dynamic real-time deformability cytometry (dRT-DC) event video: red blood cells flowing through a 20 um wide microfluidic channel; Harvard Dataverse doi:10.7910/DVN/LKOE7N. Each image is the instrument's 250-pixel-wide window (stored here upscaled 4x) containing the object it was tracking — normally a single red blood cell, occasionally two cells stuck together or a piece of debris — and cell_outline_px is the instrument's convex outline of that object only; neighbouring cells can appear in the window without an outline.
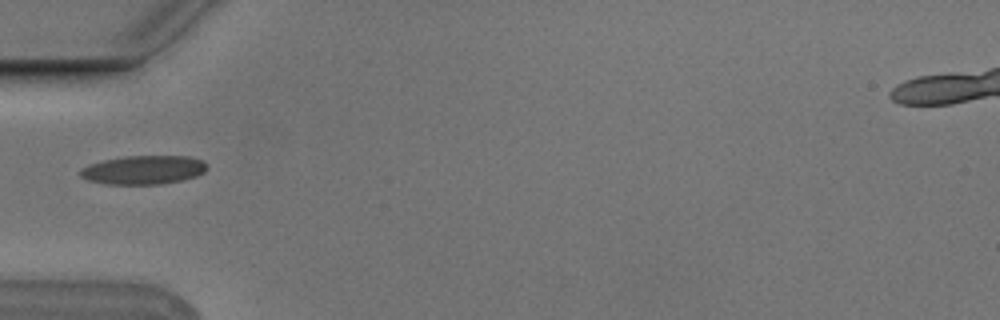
{"species": "Egyptian fruit bat (a non-hibernating species)", "species_latin": "Rousettus aegyptiacus", "temperature_condition": "cold", "stored_images_in_passage": 3, "camera_frame_rate_fps": 3000, "um_per_image_px": 0.085, "animal": {"sex": "male"}, "frame": {"image": 1, "passage_image": 3, "time_ms": 0.667, "image_size_px": [1000, 320], "cell_outline_px": [[208, 168], [204, 172], [196, 176], [180, 180], [160, 184], [108, 184], [88, 180], [80, 176], [80, 168], [88, 164], [104, 160], [124, 156], [188, 156], [200, 160]], "centroid_in_image_um": [12.16, 14.44], "position_along_channel_um": 72.8, "area_um2": 21.1}}